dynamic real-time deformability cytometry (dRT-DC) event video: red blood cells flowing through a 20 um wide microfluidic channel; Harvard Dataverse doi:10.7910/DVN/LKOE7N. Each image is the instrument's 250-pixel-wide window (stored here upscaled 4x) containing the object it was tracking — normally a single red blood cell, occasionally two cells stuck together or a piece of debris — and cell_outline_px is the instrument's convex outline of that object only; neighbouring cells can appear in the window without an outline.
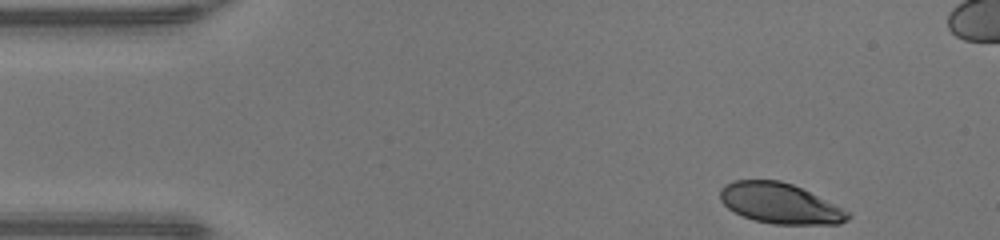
{"species": "human", "species_latin": "Homo sapiens", "temperature_condition": "warm", "stored_images_in_passage": 38, "camera_frame_rate_fps": 3000, "um_per_image_px": 0.085, "donor": {"sex": "male"}, "frame": {"image": 1, "passage_image": 1, "time_ms": 0.0, "image_size_px": [1000, 240], "cell_outline_px": [[852, 216], [848, 220], [840, 224], [772, 224], [756, 220], [744, 216], [728, 208], [720, 200], [720, 188], [724, 184], [732, 180], [780, 180], [792, 184], [848, 212]], "centroid_in_image_um": [66.25, 17.28], "position_along_channel_um": 18.8, "area_um2": 29.65}}
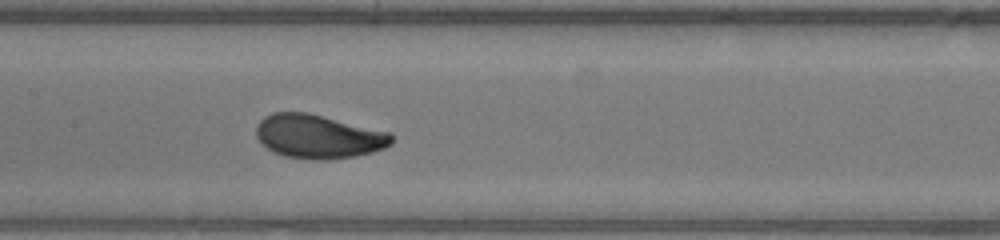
{"frame": {"image": 2, "passage_image": 19, "time_ms": 6.0, "image_size_px": [1000, 240], "cell_outline_px": [[392, 144], [384, 148], [372, 152], [356, 156], [320, 160], [312, 160], [288, 156], [272, 152], [256, 136], [256, 124], [264, 116], [272, 112], [308, 112], [392, 132]], "centroid_in_image_um": [27.08, 11.58], "position_along_channel_um": 180.3, "area_um2": 34.74}}
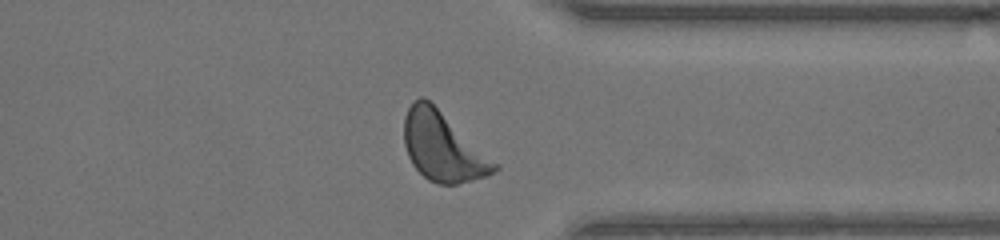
{"frame": {"image": 3, "passage_image": 33, "time_ms": 10.667, "image_size_px": [1000, 240], "cell_outline_px": [[500, 168], [496, 172], [488, 176], [456, 184], [436, 184], [428, 180], [412, 164], [408, 156], [404, 144], [404, 116], [408, 108], [420, 96], [424, 96], [500, 164]], "centroid_in_image_um": [37.66, 12.5], "position_along_channel_um": 373.7, "area_um2": 36.3}, "authors_computed_cell_mechanics": {"area_um2": 33.7552, "velocity_mm_per_s": 4.254, "shape_relaxation_time_tau1_ms": 1.5576, "shape_relaxation_time_tau2_ms": null, "deformation_change_tau1": 0.1156, "deformation_change_tau2": null}}